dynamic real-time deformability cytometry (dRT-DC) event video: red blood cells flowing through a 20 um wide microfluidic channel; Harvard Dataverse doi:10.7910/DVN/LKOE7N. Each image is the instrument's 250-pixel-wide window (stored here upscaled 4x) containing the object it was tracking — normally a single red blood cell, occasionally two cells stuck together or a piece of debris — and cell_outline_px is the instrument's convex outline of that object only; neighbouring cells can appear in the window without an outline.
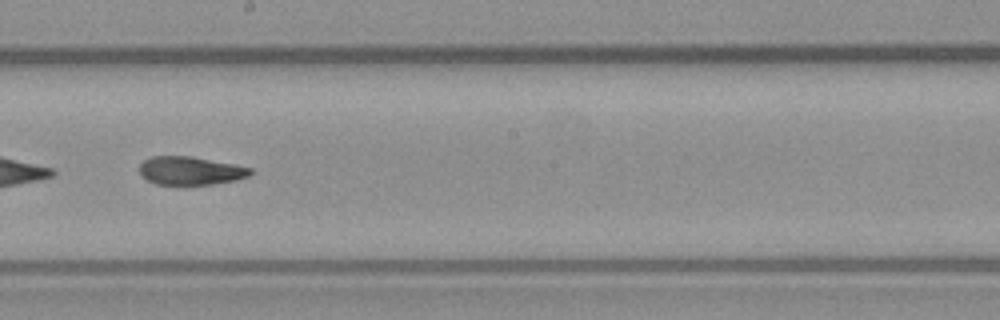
{"species": "common noctule bat (a hibernating species)", "species_latin": "Nyctalus noctula", "temperature_condition": "warm", "stored_images_in_passage": 55, "camera_frame_rate_fps": 3000, "um_per_image_px": 0.085, "animal": {"sex": "male", "body_mass_g": 23.1, "forearm_length_mm": 52.7}, "frame": {"image": 1, "passage_image": 30, "time_ms": 9.667, "image_size_px": [1000, 320], "cell_outline_px": [[256, 172], [248, 176], [236, 180], [212, 184], [156, 184], [140, 176], [140, 164], [144, 160], [152, 156], [192, 156], [252, 168]], "centroid_in_image_um": [16.2, 14.5], "position_along_channel_um": 232.0, "area_um2": 18.26}}
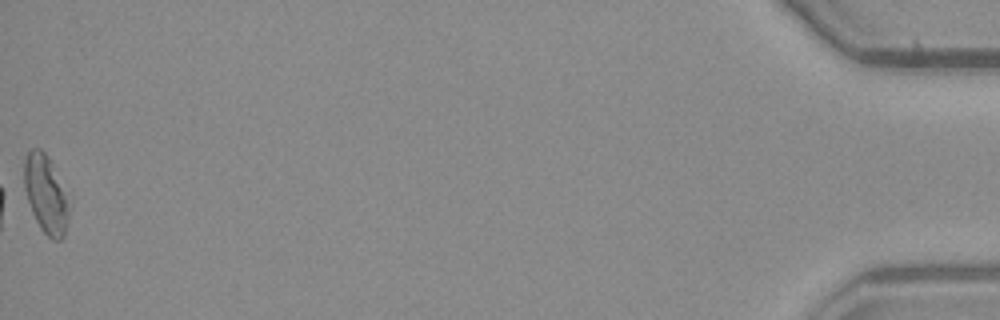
{"frame": {"image": 2, "passage_image": 55, "time_ms": 18.0, "image_size_px": [1000, 320], "cell_outline_px": [[72, 204], [64, 236], [60, 240], [52, 240], [40, 228], [32, 212], [24, 188], [24, 160], [28, 152], [32, 148], [40, 148], [48, 156]], "centroid_in_image_um": [3.92, 16.53], "position_along_channel_um": 431.3, "area_um2": 20.63}, "authors_computed_cell_mechanics": {"area_um2": 19.941, "velocity_mm_per_s": 3.7083, "shape_relaxation_time_tau1_ms": null, "shape_relaxation_time_tau2_ms": 4.0741, "deformation_change_tau1": null, "deformation_change_tau2": 0.1127}}